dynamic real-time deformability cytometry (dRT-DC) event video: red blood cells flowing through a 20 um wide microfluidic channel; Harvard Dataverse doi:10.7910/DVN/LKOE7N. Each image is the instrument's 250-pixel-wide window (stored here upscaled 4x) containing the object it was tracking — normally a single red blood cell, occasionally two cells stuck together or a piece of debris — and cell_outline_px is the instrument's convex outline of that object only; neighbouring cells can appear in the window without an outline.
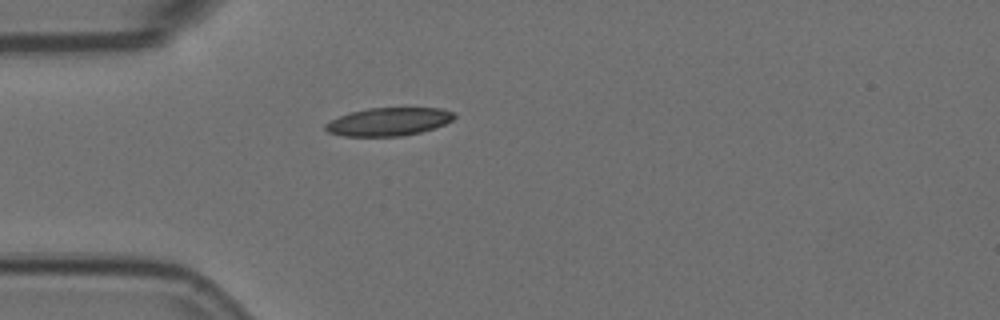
{"species": "Egyptian fruit bat (a non-hibernating species)", "species_latin": "Rousettus aegyptiacus", "temperature_condition": "room temperature", "stored_images_in_passage": 1, "camera_frame_rate_fps": 3000, "um_per_image_px": 0.085, "animal": {"sex": "female"}, "frame": {"image": 1, "passage_image": 1, "time_ms": 0.0, "image_size_px": [1000, 320], "cell_outline_px": [[456, 116], [452, 120], [444, 124], [420, 132], [400, 136], [344, 136], [328, 132], [324, 128], [324, 124], [340, 116], [352, 112], [368, 108], [440, 108], [452, 112]], "centroid_in_image_um": [33.02, 10.34], "position_along_channel_um": 52.0, "area_um2": 20.81}}